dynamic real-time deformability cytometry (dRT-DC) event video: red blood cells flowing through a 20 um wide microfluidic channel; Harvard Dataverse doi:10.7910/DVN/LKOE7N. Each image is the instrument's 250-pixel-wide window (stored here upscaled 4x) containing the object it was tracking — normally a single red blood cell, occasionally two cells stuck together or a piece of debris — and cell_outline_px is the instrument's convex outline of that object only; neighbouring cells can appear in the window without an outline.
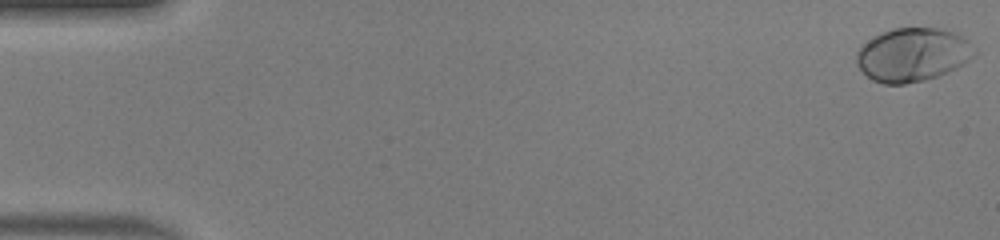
{"species": "human", "species_latin": "Homo sapiens", "temperature_condition": "warm", "stored_images_in_passage": 50, "camera_frame_rate_fps": 3000, "um_per_image_px": 0.085, "donor": {"sex": "male"}, "frame": {"image": 1, "passage_image": 1, "time_ms": 0.0, "image_size_px": [1000, 240], "cell_outline_px": [[976, 52], [968, 60], [956, 68], [936, 76], [924, 80], [904, 84], [884, 84], [872, 80], [856, 64], [856, 52], [868, 40], [880, 32], [892, 28], [940, 28], [952, 32], [968, 40]], "centroid_in_image_um": [77.54, 4.64], "position_along_channel_um": 7.5, "area_um2": 36.53}}
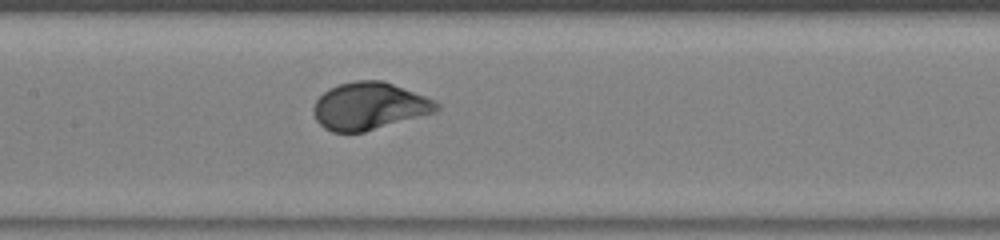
{"frame": {"image": 2, "passage_image": 25, "time_ms": 8.0, "image_size_px": [1000, 240], "cell_outline_px": [[440, 108], [436, 112], [364, 132], [332, 132], [324, 128], [316, 120], [312, 112], [312, 108], [316, 100], [328, 88], [340, 84], [356, 80], [384, 80], [424, 96], [440, 104]], "centroid_in_image_um": [31.36, 9.02], "position_along_channel_um": 176.0, "area_um2": 33.93}}
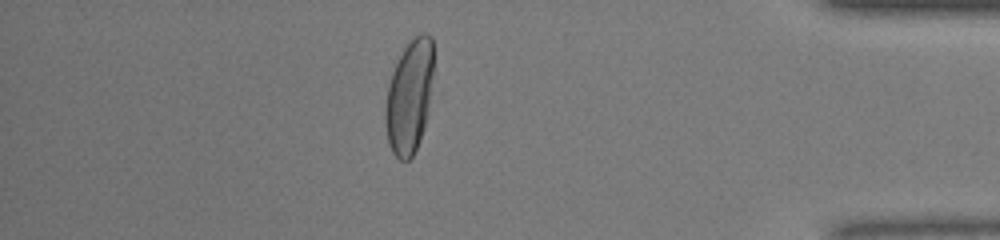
{"frame": {"image": 3, "passage_image": 44, "time_ms": 14.333, "image_size_px": [1000, 240], "cell_outline_px": [[432, 76], [428, 112], [424, 128], [420, 140], [412, 156], [408, 160], [400, 160], [392, 152], [388, 144], [384, 120], [384, 108], [388, 84], [392, 72], [404, 48], [420, 32], [428, 32], [432, 36]], "centroid_in_image_um": [34.78, 8.23], "position_along_channel_um": 400.4, "area_um2": 31.85}}